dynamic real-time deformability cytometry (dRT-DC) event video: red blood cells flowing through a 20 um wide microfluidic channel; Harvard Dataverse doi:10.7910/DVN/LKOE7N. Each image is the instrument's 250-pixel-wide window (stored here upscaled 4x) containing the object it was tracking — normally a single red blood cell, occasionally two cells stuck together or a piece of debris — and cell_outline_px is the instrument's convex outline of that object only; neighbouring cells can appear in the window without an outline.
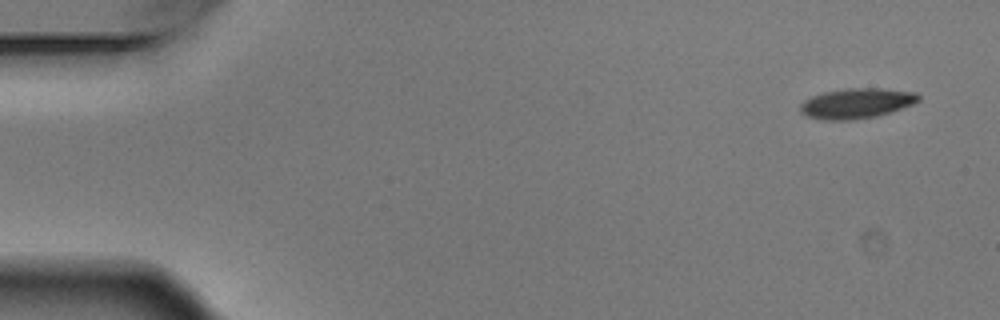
{"species": "Egyptian fruit bat (a non-hibernating species)", "species_latin": "Rousettus aegyptiacus", "temperature_condition": "warm", "stored_images_in_passage": 7, "camera_frame_rate_fps": 3000, "um_per_image_px": 0.085, "animal": {"sex": "male"}, "frame": {"image": 1, "passage_image": 1, "time_ms": 0.0, "image_size_px": [1000, 320], "cell_outline_px": [[920, 100], [912, 104], [876, 116], [852, 120], [824, 120], [808, 116], [800, 112], [800, 104], [804, 100], [812, 96], [824, 92], [844, 88], [880, 88], [916, 92], [920, 96]], "centroid_in_image_um": [72.78, 8.77], "position_along_channel_um": 12.2, "area_um2": 20.69}}
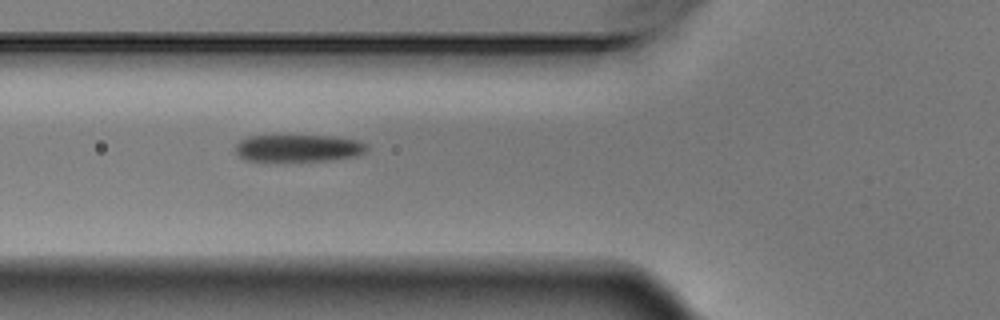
{"frame": {"image": 2, "passage_image": 6, "time_ms": 1.667, "image_size_px": [1000, 320], "cell_outline_px": [[368, 148], [364, 152], [356, 156], [332, 160], [244, 160], [236, 152], [236, 144], [240, 140], [248, 136], [332, 136], [356, 140], [364, 144]], "centroid_in_image_um": [25.35, 12.58], "position_along_channel_um": 100.5, "area_um2": 20.4}}
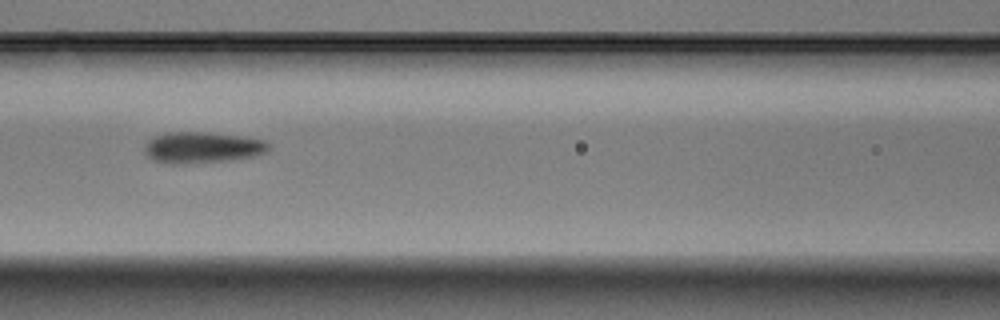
{"frame": {"image": 3, "passage_image": 7, "time_ms": 2.0, "image_size_px": [1000, 320], "cell_outline_px": [[272, 148], [268, 152], [252, 156], [228, 160], [180, 164], [172, 164], [152, 160], [144, 152], [144, 144], [152, 136], [168, 132], [208, 132], [244, 136], [264, 140]], "centroid_in_image_um": [17.17, 12.52], "position_along_channel_um": 149.4, "area_um2": 22.77}}